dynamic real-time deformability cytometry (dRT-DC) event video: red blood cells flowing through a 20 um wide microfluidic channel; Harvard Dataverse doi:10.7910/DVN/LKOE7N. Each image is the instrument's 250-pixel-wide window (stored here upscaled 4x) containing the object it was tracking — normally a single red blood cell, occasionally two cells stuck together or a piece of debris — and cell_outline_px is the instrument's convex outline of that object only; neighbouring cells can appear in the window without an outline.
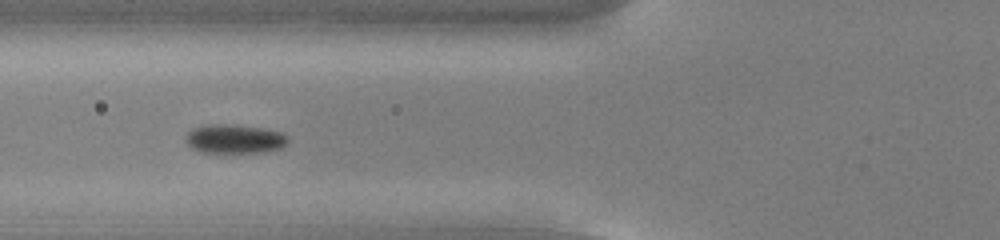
{"species": "common noctule bat (a hibernating species)", "species_latin": "Nyctalus noctula", "temperature_condition": "cold", "stored_images_in_passage": 32, "camera_frame_rate_fps": 3000, "um_per_image_px": 0.085, "animal": {"sex": "male", "body_mass_g": 13.0, "forearm_length_mm": 53.1}, "frame": {"image": 1, "passage_image": 7, "time_ms": 2.0, "image_size_px": [1000, 240], "cell_outline_px": [[288, 144], [280, 148], [264, 152], [200, 152], [192, 148], [184, 140], [184, 136], [192, 128], [208, 124], [232, 124], [260, 128], [280, 132], [288, 136]], "centroid_in_image_um": [19.91, 11.8], "position_along_channel_um": 105.9, "area_um2": 17.34}}
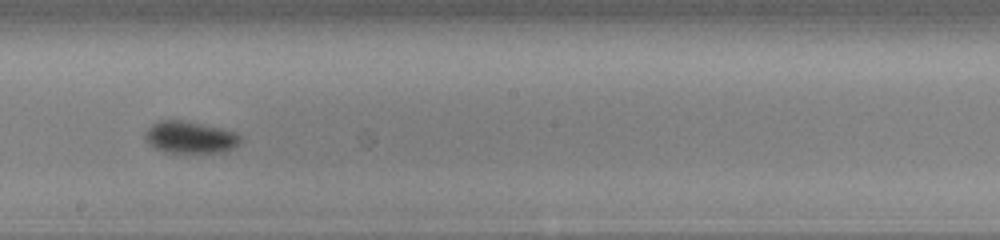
{"frame": {"image": 2, "passage_image": 17, "time_ms": 5.333, "image_size_px": [1000, 240], "cell_outline_px": [[244, 140], [240, 144], [228, 152], [164, 152], [156, 148], [144, 140], [144, 132], [152, 124], [160, 120], [184, 120], [224, 128], [236, 132]], "centroid_in_image_um": [16.21, 11.66], "position_along_channel_um": 232.0, "area_um2": 18.15}}
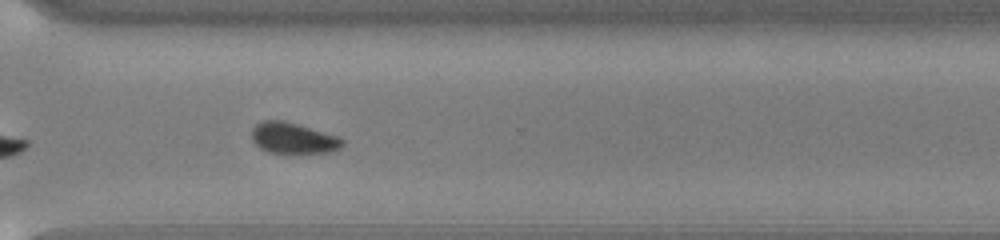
{"frame": {"image": 3, "passage_image": 26, "time_ms": 8.333, "image_size_px": [1000, 240], "cell_outline_px": [[344, 144], [340, 148], [332, 152], [296, 156], [268, 152], [260, 148], [252, 140], [252, 128], [256, 124], [264, 120], [284, 120], [340, 136], [344, 140]], "centroid_in_image_um": [24.97, 11.79], "position_along_channel_um": 345.6, "area_um2": 17.28}, "authors_computed_cell_mechanics": {"area_um2": 17.34, "velocity_mm_per_s": 3.7916, "shape_relaxation_time_tau1_ms": 1.2654, "shape_relaxation_time_tau2_ms": null, "deformation_change_tau1": 0.0882, "deformation_change_tau2": null}}